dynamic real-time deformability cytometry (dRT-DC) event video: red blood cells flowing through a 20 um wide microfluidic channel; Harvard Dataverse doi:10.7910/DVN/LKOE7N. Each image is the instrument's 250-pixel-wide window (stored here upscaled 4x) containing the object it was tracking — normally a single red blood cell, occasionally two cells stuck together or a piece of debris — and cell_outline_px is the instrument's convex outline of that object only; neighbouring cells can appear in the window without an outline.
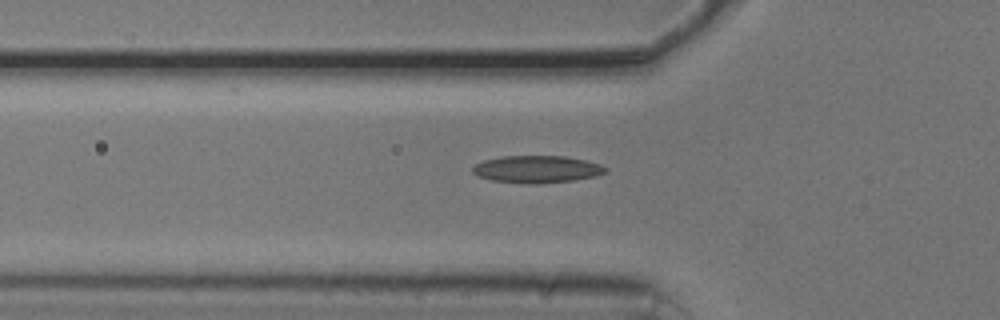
{"species": "common noctule bat (a hibernating species)", "species_latin": "Nyctalus noctula", "temperature_condition": "cold", "stored_images_in_passage": 33, "camera_frame_rate_fps": 3000, "um_per_image_px": 0.085, "animal": {"sex": "male", "body_mass_g": 20.5, "forearm_length_mm": 52.5}, "frame": {"image": 1, "passage_image": 3, "time_ms": 0.667, "image_size_px": [1000, 320], "cell_outline_px": [[608, 168], [604, 172], [596, 176], [572, 180], [528, 184], [492, 180], [476, 176], [472, 172], [472, 168], [476, 164], [484, 160], [500, 156], [564, 156], [584, 160], [600, 164]], "centroid_in_image_um": [45.59, 14.38], "position_along_channel_um": 80.2, "area_um2": 20.92}}
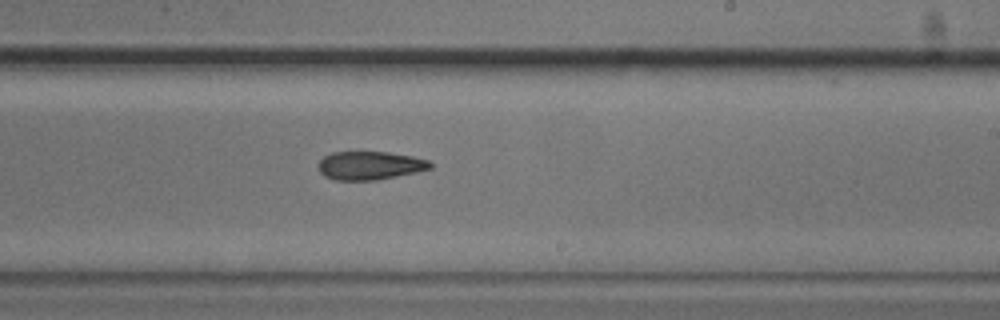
{"frame": {"image": 2, "passage_image": 17, "time_ms": 5.333, "image_size_px": [1000, 320], "cell_outline_px": [[432, 168], [416, 172], [376, 180], [336, 180], [324, 176], [320, 172], [320, 160], [324, 156], [332, 152], [388, 152], [412, 156], [428, 160], [432, 164]], "centroid_in_image_um": [31.45, 14.07], "position_along_channel_um": 257.6, "area_um2": 18.38}}
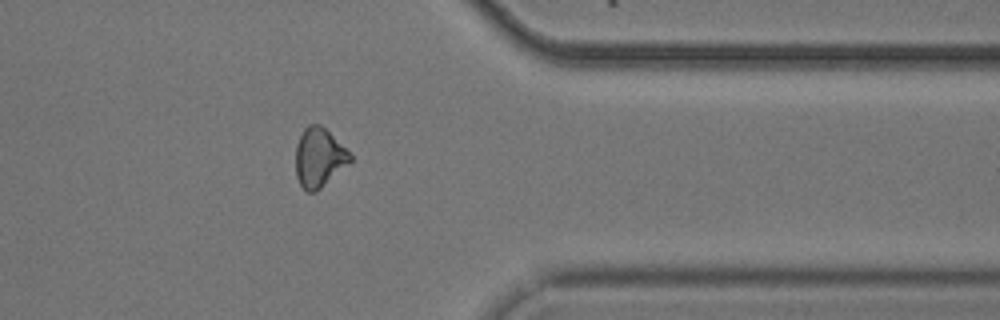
{"frame": {"image": 3, "passage_image": 28, "time_ms": 9.0, "image_size_px": [1000, 320], "cell_outline_px": [[352, 160], [316, 192], [308, 192], [300, 184], [296, 176], [296, 144], [304, 128], [308, 124], [320, 124], [352, 156]], "centroid_in_image_um": [27.08, 13.4], "position_along_channel_um": 384.3, "area_um2": 18.32}, "authors_computed_cell_mechanics": {"area_um2": 19.074, "velocity_mm_per_s": 3.7773, "shape_relaxation_time_tau1_ms": null, "shape_relaxation_time_tau2_ms": 4.8879, "deformation_change_tau1": null, "deformation_change_tau2": 0.1429}}